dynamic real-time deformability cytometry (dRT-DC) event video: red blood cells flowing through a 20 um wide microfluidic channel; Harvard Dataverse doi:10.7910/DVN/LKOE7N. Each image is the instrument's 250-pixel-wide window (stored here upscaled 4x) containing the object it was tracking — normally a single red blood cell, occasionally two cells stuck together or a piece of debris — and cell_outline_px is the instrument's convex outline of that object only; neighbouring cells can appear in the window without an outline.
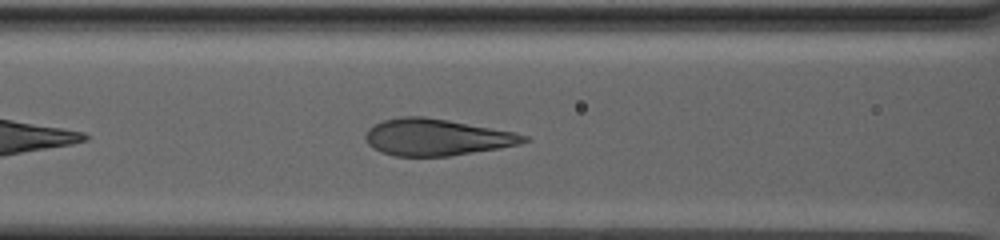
{"species": "human", "species_latin": "Homo sapiens", "temperature_condition": "warm", "stored_images_in_passage": 51, "camera_frame_rate_fps": 3000, "um_per_image_px": 0.085, "donor": {"sex": "male"}, "frame": {"image": 1, "passage_image": 11, "time_ms": 3.333, "image_size_px": [1000, 240], "cell_outline_px": [[532, 140], [520, 144], [500, 148], [448, 156], [396, 156], [380, 152], [372, 148], [364, 140], [364, 136], [368, 128], [384, 120], [400, 116], [424, 116], [448, 120], [512, 132], [528, 136]], "centroid_in_image_um": [37.07, 11.67], "position_along_channel_um": 129.5, "area_um2": 33.81}}
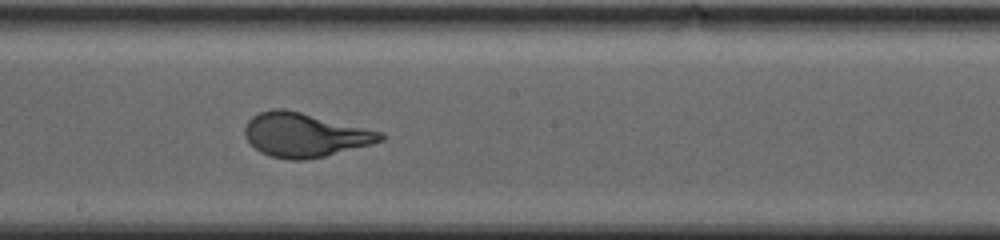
{"frame": {"image": 2, "passage_image": 22, "time_ms": 7.0, "image_size_px": [1000, 240], "cell_outline_px": [[384, 140], [324, 156], [304, 160], [292, 160], [272, 156], [260, 152], [244, 136], [244, 124], [252, 116], [260, 112], [272, 108], [284, 108], [384, 132]], "centroid_in_image_um": [25.87, 11.45], "position_along_channel_um": 222.3, "area_um2": 34.56}}
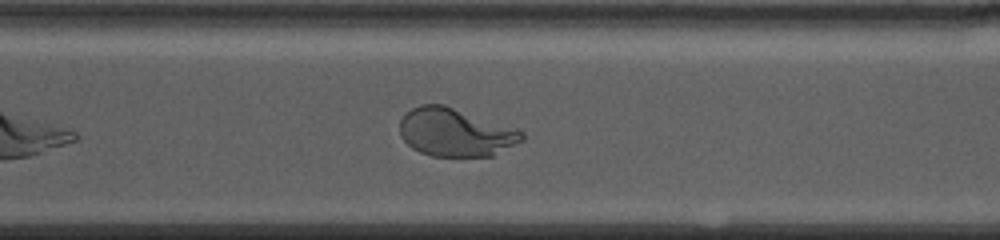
{"frame": {"image": 3, "passage_image": 35, "time_ms": 11.333, "image_size_px": [1000, 240], "cell_outline_px": [[524, 140], [492, 156], [432, 156], [420, 152], [412, 148], [400, 136], [400, 120], [404, 112], [420, 104], [444, 104], [524, 132]], "centroid_in_image_um": [38.66, 11.25], "position_along_channel_um": 331.9, "area_um2": 34.1}, "authors_computed_cell_mechanics": {"area_um2": 34.5066, "velocity_mm_per_s": 2.5324, "shape_relaxation_time_tau1_ms": 6.1716, "shape_relaxation_time_tau2_ms": null, "deformation_change_tau1": 0.2363, "deformation_change_tau2": null}}